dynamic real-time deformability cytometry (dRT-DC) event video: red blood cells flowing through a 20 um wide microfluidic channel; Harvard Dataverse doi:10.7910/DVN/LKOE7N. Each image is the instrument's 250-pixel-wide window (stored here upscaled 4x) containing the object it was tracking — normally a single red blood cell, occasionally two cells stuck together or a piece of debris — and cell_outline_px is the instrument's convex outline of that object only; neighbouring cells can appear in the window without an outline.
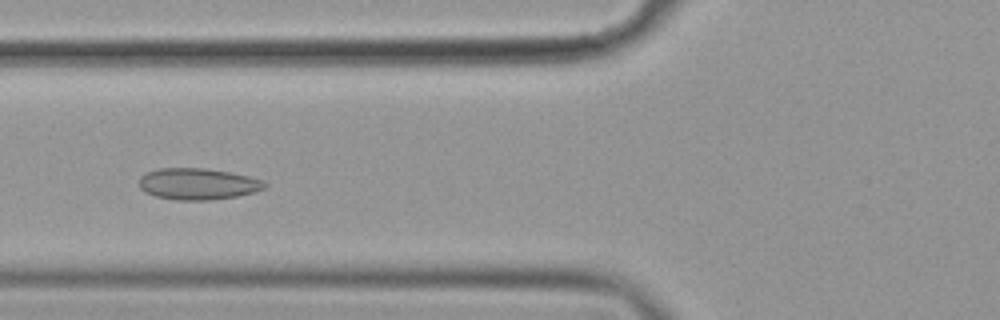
{"species": "common noctule bat (a hibernating species)", "species_latin": "Nyctalus noctula", "temperature_condition": "cold", "stored_images_in_passage": 56, "camera_frame_rate_fps": 3000, "um_per_image_px": 0.085, "animal": {"sex": "female", "body_mass_g": 19.9}, "frame": {"image": 1, "passage_image": 22, "time_ms": 7.0, "image_size_px": [1000, 320], "cell_outline_px": [[268, 184], [264, 188], [256, 192], [236, 196], [208, 200], [176, 200], [156, 196], [144, 192], [140, 188], [140, 176], [148, 172], [160, 168], [204, 168], [228, 172], [248, 176], [260, 180]], "centroid_in_image_um": [16.8, 15.64], "position_along_channel_um": 109.0, "area_um2": 22.83}}
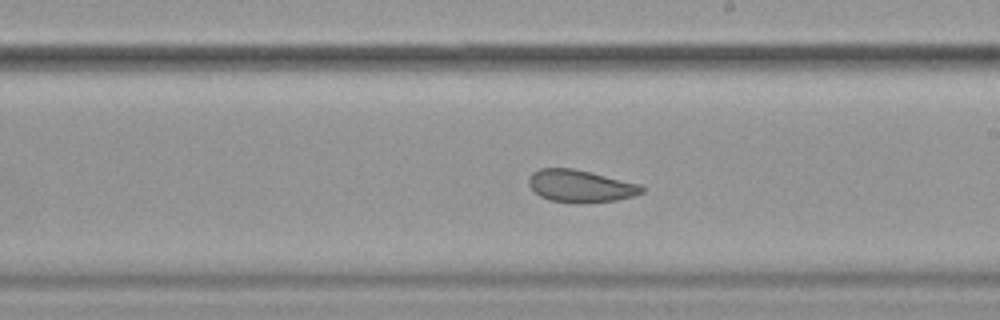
{"frame": {"image": 2, "passage_image": 33, "time_ms": 10.667, "image_size_px": [1000, 320], "cell_outline_px": [[644, 192], [632, 196], [616, 200], [580, 204], [548, 200], [540, 196], [528, 184], [528, 180], [532, 172], [540, 168], [572, 168], [592, 172], [640, 184], [644, 188]], "centroid_in_image_um": [49.33, 15.82], "position_along_channel_um": 239.7, "area_um2": 21.44}}
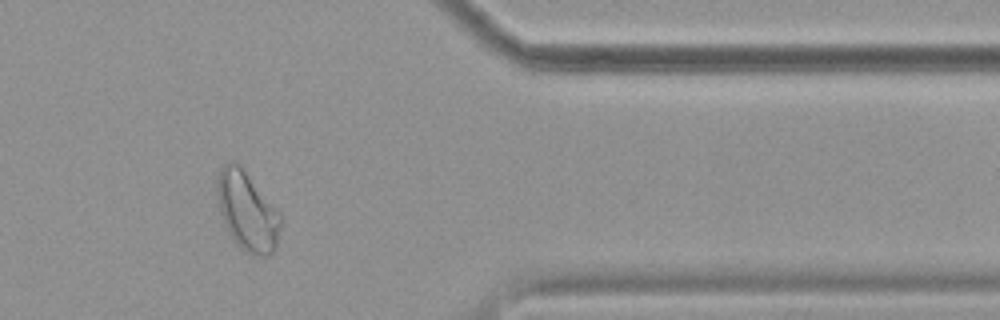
{"frame": {"image": 3, "passage_image": 47, "time_ms": 15.333, "image_size_px": [1000, 320], "cell_outline_px": [[280, 228], [276, 244], [272, 252], [268, 256], [252, 256], [240, 248], [232, 240], [228, 232], [220, 212], [216, 196], [216, 176], [220, 168], [228, 160], [236, 160], [240, 164], [280, 212]], "centroid_in_image_um": [20.97, 17.91], "position_along_channel_um": 390.4, "area_um2": 29.71}, "authors_computed_cell_mechanics": {"area_um2": 25.1719, "velocity_mm_per_s": 3.572, "shape_relaxation_time_tau1_ms": null, "shape_relaxation_time_tau2_ms": 2.3058, "deformation_change_tau1": null, "deformation_change_tau2": 0.0645}}